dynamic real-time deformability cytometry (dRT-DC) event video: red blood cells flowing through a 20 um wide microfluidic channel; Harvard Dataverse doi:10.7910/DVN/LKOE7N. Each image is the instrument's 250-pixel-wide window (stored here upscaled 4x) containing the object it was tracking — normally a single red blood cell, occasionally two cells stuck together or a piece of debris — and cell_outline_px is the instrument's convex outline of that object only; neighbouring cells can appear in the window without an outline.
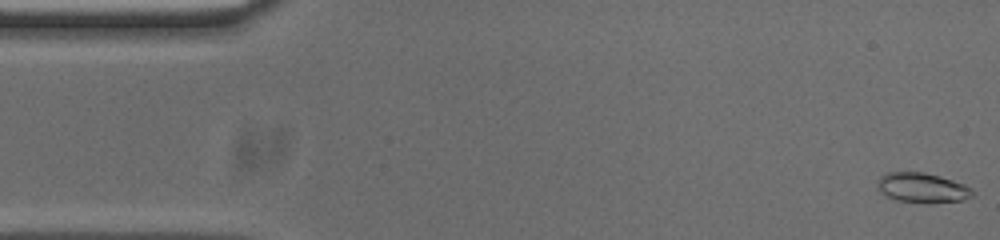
{"species": "common noctule bat (a hibernating species)", "species_latin": "Nyctalus noctula", "temperature_condition": "cold", "stored_images_in_passage": 54, "camera_frame_rate_fps": 3000, "um_per_image_px": 0.085, "animal": {"sex": "male", "body_mass_g": 20.0, "forearm_length_mm": 53.3}, "frame": {"image": 1, "passage_image": 1, "time_ms": 0.0, "image_size_px": [1000, 240], "cell_outline_px": [[976, 192], [972, 196], [964, 200], [928, 204], [896, 200], [880, 192], [876, 188], [876, 184], [880, 176], [888, 172], [924, 172], [940, 176], [964, 184], [972, 188]], "centroid_in_image_um": [78.4, 15.97], "position_along_channel_um": 6.6, "area_um2": 16.88}}
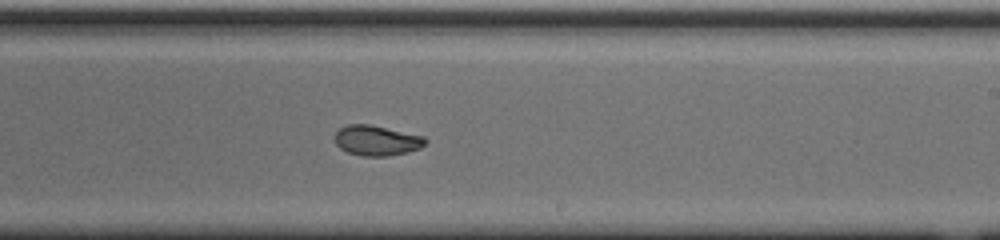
{"frame": {"image": 2, "passage_image": 31, "time_ms": 10.0, "image_size_px": [1000, 240], "cell_outline_px": [[428, 140], [420, 148], [408, 152], [388, 156], [364, 156], [348, 152], [340, 148], [336, 144], [336, 132], [340, 128], [348, 124], [368, 124], [424, 136]], "centroid_in_image_um": [32.03, 11.94], "position_along_channel_um": 257.0, "area_um2": 15.78}}
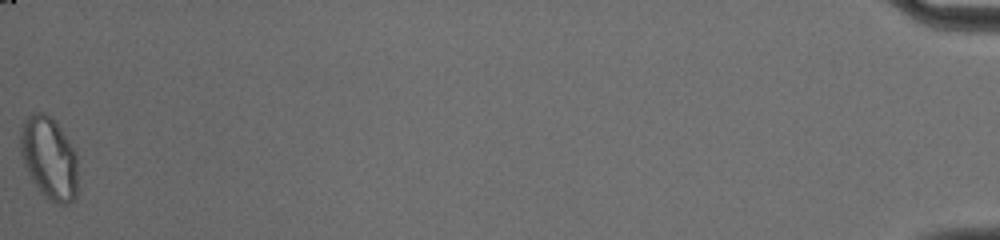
{"frame": {"image": 3, "passage_image": 54, "time_ms": 17.667, "image_size_px": [1000, 240], "cell_outline_px": [[76, 196], [68, 204], [60, 204], [44, 196], [40, 192], [24, 168], [20, 156], [20, 124], [28, 116], [36, 112], [44, 112], [56, 120], [76, 152]], "centroid_in_image_um": [4.13, 13.39], "position_along_channel_um": 431.1, "area_um2": 27.86}, "authors_computed_cell_mechanics": {"area_um2": 16.2418, "velocity_mm_per_s": 3.7272, "shape_relaxation_time_tau1_ms": 5.3031, "shape_relaxation_time_tau2_ms": 1.7768, "deformation_change_tau1": 0.1622, "deformation_change_tau2": 0.0379}}